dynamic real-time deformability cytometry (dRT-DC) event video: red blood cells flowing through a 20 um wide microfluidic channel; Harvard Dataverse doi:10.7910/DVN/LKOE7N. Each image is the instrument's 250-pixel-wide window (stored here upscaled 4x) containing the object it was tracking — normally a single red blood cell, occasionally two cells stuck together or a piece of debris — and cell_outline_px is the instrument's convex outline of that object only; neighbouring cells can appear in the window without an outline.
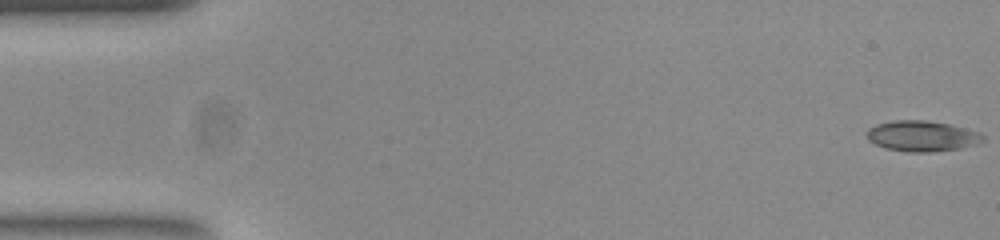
{"species": "common noctule bat (a hibernating species)", "species_latin": "Nyctalus noctula", "temperature_condition": "room temperature", "stored_images_in_passage": 15, "camera_frame_rate_fps": 3000, "um_per_image_px": 0.085, "animal": {"sex": "female", "body_mass_g": 23.0, "forearm_length_mm": 53.4}, "frame": {"image": 1, "passage_image": 1, "time_ms": 0.0, "image_size_px": [1000, 240], "cell_outline_px": [[984, 140], [980, 144], [960, 148], [932, 152], [908, 152], [884, 148], [868, 140], [868, 128], [876, 124], [896, 120], [928, 120], [948, 124], [980, 132], [984, 136]], "centroid_in_image_um": [78.4, 11.57], "position_along_channel_um": 6.6, "area_um2": 20.81}}
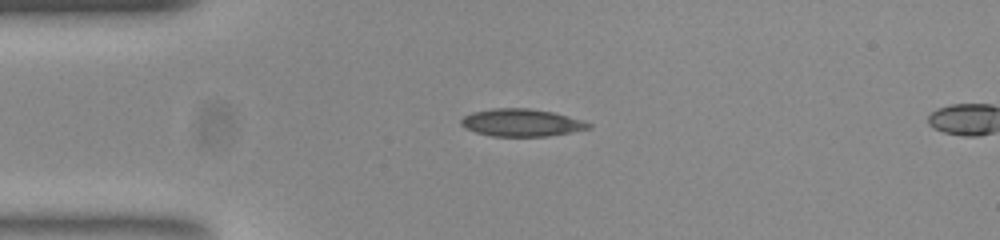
{"frame": {"image": 2, "passage_image": 13, "time_ms": 4.0, "image_size_px": [1000, 240], "cell_outline_px": [[592, 128], [548, 136], [492, 136], [476, 132], [464, 128], [460, 124], [460, 120], [464, 116], [472, 112], [492, 108], [528, 108], [552, 112], [584, 120], [592, 124]], "centroid_in_image_um": [44.32, 10.42], "position_along_channel_um": 40.7, "area_um2": 20.46}}